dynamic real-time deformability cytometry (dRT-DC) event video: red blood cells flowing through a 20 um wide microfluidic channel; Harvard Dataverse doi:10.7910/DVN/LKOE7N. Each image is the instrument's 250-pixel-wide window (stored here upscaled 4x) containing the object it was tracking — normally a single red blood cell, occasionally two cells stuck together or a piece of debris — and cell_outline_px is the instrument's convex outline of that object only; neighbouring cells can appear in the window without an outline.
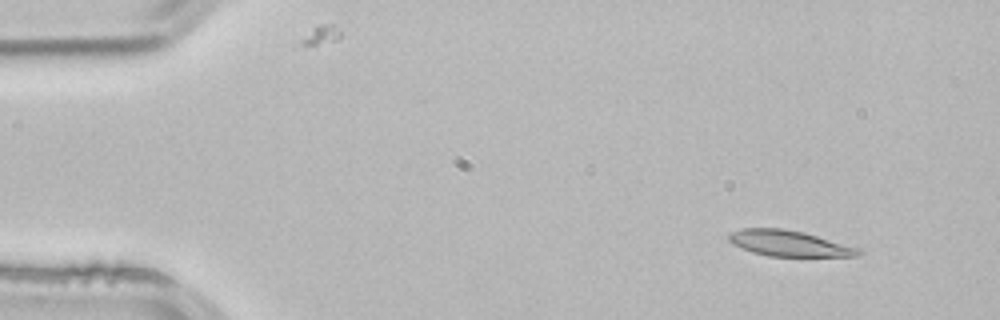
{"species": "common noctule bat (a hibernating species)", "species_latin": "Nyctalus noctula", "temperature_condition": "room temperature", "stored_images_in_passage": 2, "camera_frame_rate_fps": 3000, "um_per_image_px": 0.085, "animal": {"sex": "male", "body_mass_g": 21.5, "forearm_length_mm": 52.0}, "frame": {"image": 1, "passage_image": 1, "time_ms": 0.0, "image_size_px": [1000, 320], "cell_outline_px": [[864, 252], [860, 256], [768, 256], [752, 252], [732, 244], [728, 240], [728, 236], [732, 232], [744, 228], [784, 228], [804, 232], [856, 248]], "centroid_in_image_um": [67.03, 20.68], "position_along_channel_um": 18.0, "area_um2": 19.25}}